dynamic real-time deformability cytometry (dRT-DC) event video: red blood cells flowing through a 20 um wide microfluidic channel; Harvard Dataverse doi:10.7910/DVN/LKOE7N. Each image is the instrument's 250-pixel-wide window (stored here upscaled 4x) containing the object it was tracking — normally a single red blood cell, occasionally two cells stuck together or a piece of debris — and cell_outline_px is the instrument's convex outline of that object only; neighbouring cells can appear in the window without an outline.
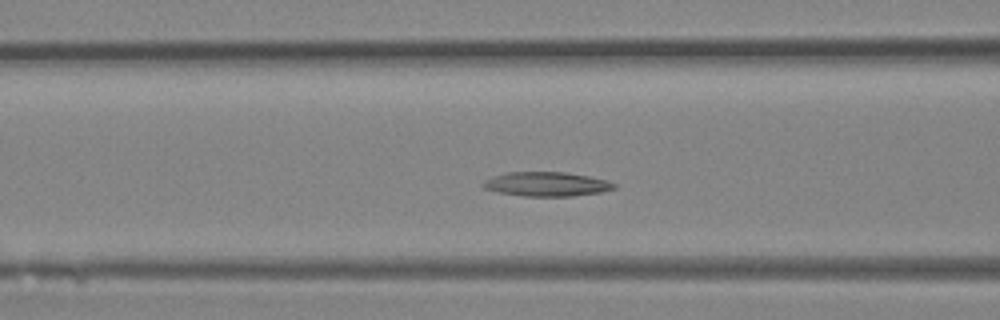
{"species": "Egyptian fruit bat (a non-hibernating species)", "species_latin": "Rousettus aegyptiacus", "temperature_condition": "room temperature", "stored_images_in_passage": 28, "camera_frame_rate_fps": 3000, "um_per_image_px": 0.085, "animal": {"sex": "female"}, "frame": {"image": 1, "passage_image": 5, "time_ms": 1.333, "image_size_px": [1000, 320], "cell_outline_px": [[616, 188], [600, 192], [572, 196], [524, 196], [496, 192], [484, 188], [480, 184], [484, 180], [492, 176], [508, 172], [564, 172], [588, 176], [608, 180], [616, 184]], "centroid_in_image_um": [46.43, 15.65], "position_along_channel_um": 120.2, "area_um2": 18.61}}
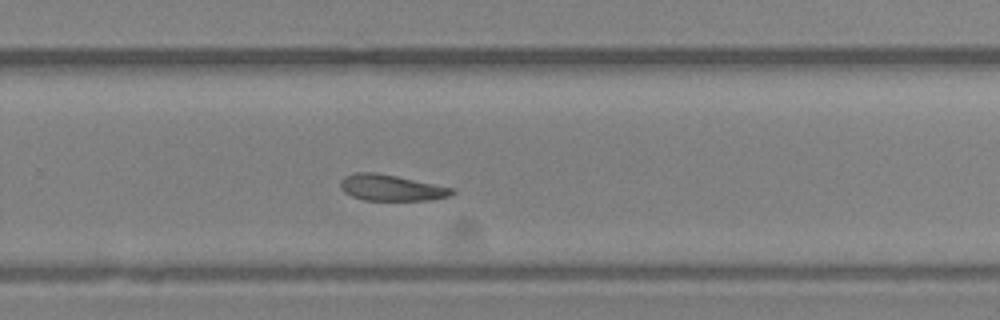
{"frame": {"image": 2, "passage_image": 15, "time_ms": 4.667, "image_size_px": [1000, 320], "cell_outline_px": [[456, 192], [448, 196], [432, 200], [364, 200], [352, 196], [344, 192], [340, 188], [340, 180], [344, 176], [356, 172], [376, 172], [456, 188]], "centroid_in_image_um": [33.26, 15.95], "position_along_channel_um": 296.5, "area_um2": 17.11}}
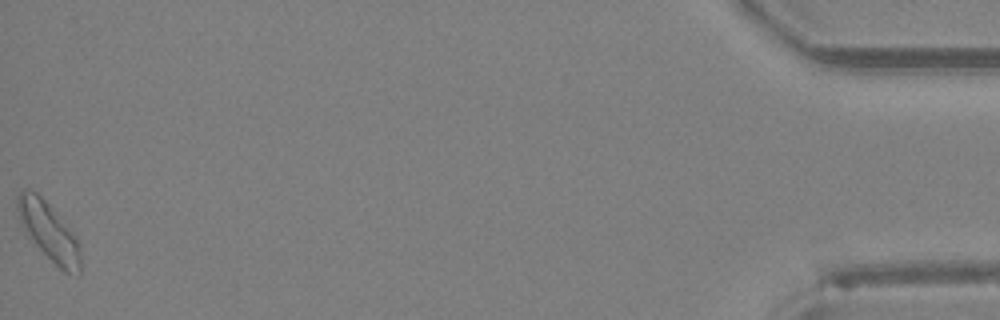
{"frame": {"image": 3, "passage_image": 28, "time_ms": 9.0, "image_size_px": [1000, 320], "cell_outline_px": [[80, 276], [64, 272], [28, 236], [20, 224], [16, 208], [16, 196], [20, 192], [28, 188], [36, 192], [44, 200], [76, 236], [80, 244]], "centroid_in_image_um": [4.14, 19.67], "position_along_channel_um": 431.1, "area_um2": 21.04}}